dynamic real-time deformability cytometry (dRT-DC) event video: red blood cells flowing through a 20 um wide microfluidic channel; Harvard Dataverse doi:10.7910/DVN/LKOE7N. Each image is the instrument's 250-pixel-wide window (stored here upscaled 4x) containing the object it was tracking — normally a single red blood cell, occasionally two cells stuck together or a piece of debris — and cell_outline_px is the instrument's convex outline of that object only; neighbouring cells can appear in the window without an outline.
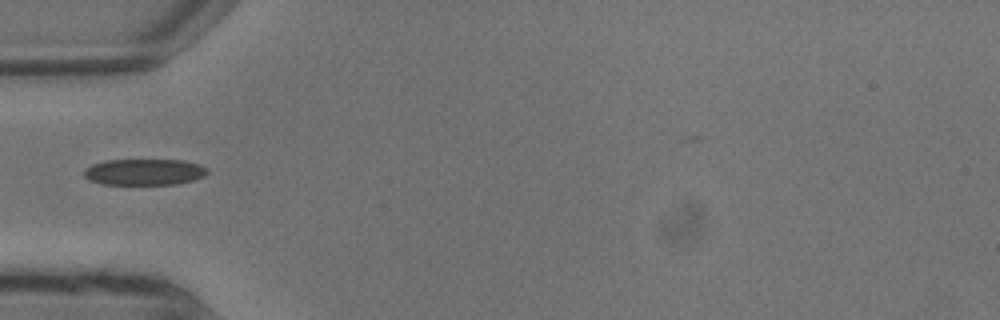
{"species": "common noctule bat (a hibernating species)", "species_latin": "Nyctalus noctula", "temperature_condition": "warm", "stored_images_in_passage": 5, "camera_frame_rate_fps": 3000, "um_per_image_px": 0.085, "animal": {"sex": "male", "body_mass_g": 13.3}, "frame": {"image": 1, "passage_image": 1, "time_ms": 0.0, "image_size_px": [1000, 320], "cell_outline_px": [[208, 172], [204, 176], [192, 180], [176, 184], [100, 184], [88, 180], [84, 176], [84, 168], [92, 164], [104, 160], [184, 160], [208, 168]], "centroid_in_image_um": [12.22, 14.62], "position_along_channel_um": 72.8, "area_um2": 18.9}}
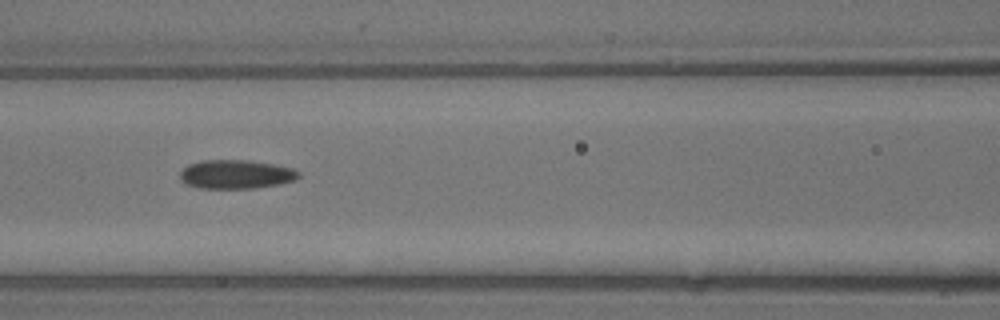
{"frame": {"image": 2, "passage_image": 3, "time_ms": 0.667, "image_size_px": [1000, 320], "cell_outline_px": [[300, 176], [296, 180], [280, 184], [256, 188], [200, 188], [184, 184], [180, 180], [180, 172], [188, 164], [200, 160], [248, 160], [272, 164], [292, 168], [300, 172]], "centroid_in_image_um": [20.05, 14.82], "position_along_channel_um": 146.6, "area_um2": 20.11}}
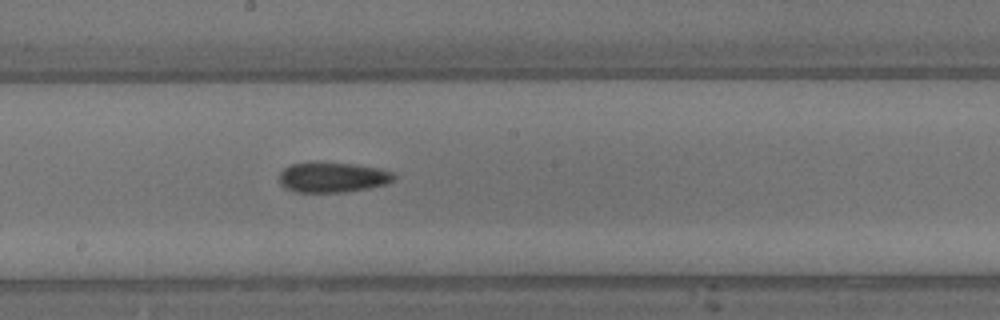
{"frame": {"image": 3, "passage_image": 5, "time_ms": 1.333, "image_size_px": [1000, 320], "cell_outline_px": [[396, 180], [388, 184], [368, 188], [344, 192], [296, 192], [284, 188], [280, 184], [280, 172], [284, 168], [292, 164], [356, 164], [380, 168], [392, 172], [396, 176]], "centroid_in_image_um": [28.33, 15.1], "position_along_channel_um": 219.9, "area_um2": 19.88}}